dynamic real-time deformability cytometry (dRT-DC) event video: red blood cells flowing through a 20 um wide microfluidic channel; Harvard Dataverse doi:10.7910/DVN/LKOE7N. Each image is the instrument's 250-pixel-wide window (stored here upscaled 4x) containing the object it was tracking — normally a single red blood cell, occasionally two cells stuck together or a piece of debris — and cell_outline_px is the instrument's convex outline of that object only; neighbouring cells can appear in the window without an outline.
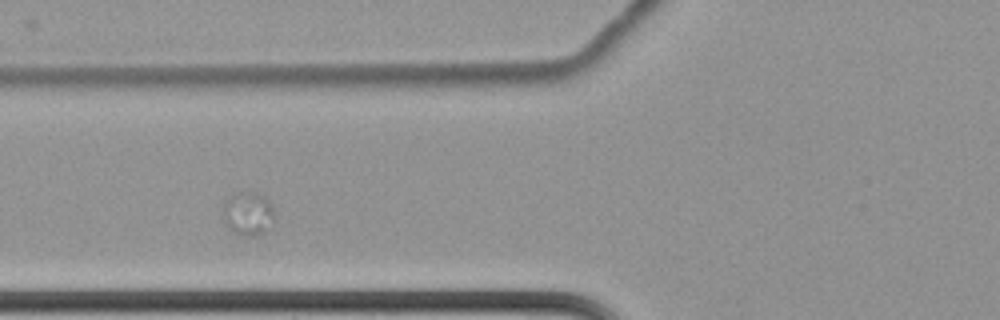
{"species": "common noctule bat (a hibernating species)", "species_latin": "Nyctalus noctula", "temperature_condition": "cold", "stored_images_in_passage": 3, "camera_frame_rate_fps": 3000, "um_per_image_px": 0.085, "animal": {"sex": "female", "body_mass_g": 22.7, "forearm_length_mm": 54.2}, "frame": {"image": 1, "passage_image": 2, "time_ms": 0.333, "image_size_px": [1000, 320], "cell_outline_px": [[276, 216], [264, 232], [256, 236], [248, 236], [236, 232], [228, 228], [220, 212], [224, 200], [240, 192], [256, 192], [264, 196], [272, 204]], "centroid_in_image_um": [21.07, 18.13], "position_along_channel_um": 104.7, "area_um2": 13.24}}